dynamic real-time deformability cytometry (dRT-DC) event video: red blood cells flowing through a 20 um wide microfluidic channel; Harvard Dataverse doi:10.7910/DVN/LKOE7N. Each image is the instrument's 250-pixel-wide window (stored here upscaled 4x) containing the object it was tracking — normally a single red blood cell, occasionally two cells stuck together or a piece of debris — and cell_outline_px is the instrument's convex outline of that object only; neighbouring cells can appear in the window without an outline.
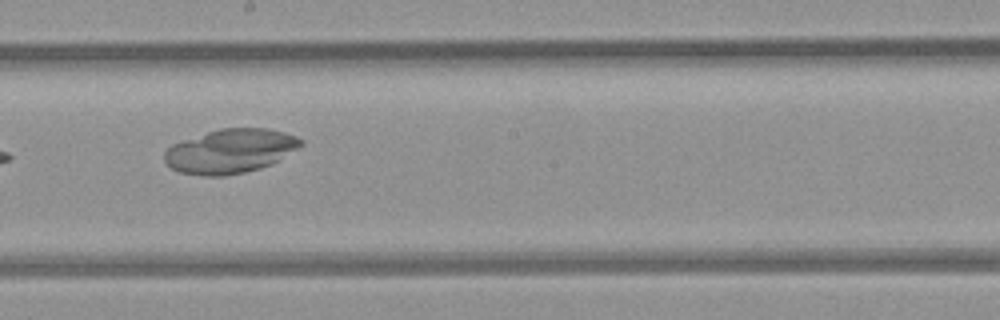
{"species": "common noctule bat (a hibernating species)", "species_latin": "Nyctalus noctula", "temperature_condition": "room temperature", "stored_images_in_passage": 6, "camera_frame_rate_fps": 3000, "um_per_image_px": 0.085, "animal": {"sex": "female", "body_mass_g": 21.9}, "frame": {"image": 1, "passage_image": 5, "time_ms": 1.333, "image_size_px": [1000, 320], "cell_outline_px": [[304, 144], [280, 160], [272, 164], [260, 168], [244, 172], [224, 176], [204, 176], [180, 172], [172, 168], [164, 160], [164, 152], [172, 144], [220, 128], [268, 128], [284, 132], [296, 136], [304, 140]], "centroid_in_image_um": [19.61, 12.84], "position_along_channel_um": 228.6, "area_um2": 35.08}}
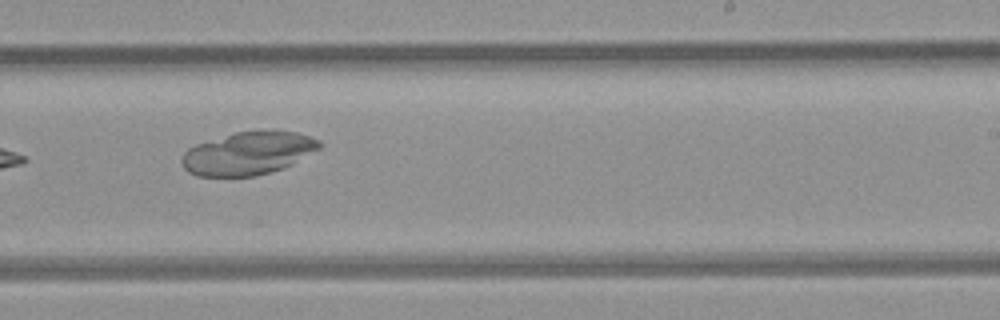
{"frame": {"image": 2, "passage_image": 6, "time_ms": 1.667, "image_size_px": [1000, 320], "cell_outline_px": [[324, 144], [320, 148], [292, 164], [284, 168], [272, 172], [256, 176], [196, 176], [188, 172], [184, 168], [180, 160], [180, 156], [188, 148], [196, 144], [236, 132], [272, 128], [276, 128], [296, 132], [320, 140]], "centroid_in_image_um": [21.11, 13.01], "position_along_channel_um": 267.9, "area_um2": 35.14}}